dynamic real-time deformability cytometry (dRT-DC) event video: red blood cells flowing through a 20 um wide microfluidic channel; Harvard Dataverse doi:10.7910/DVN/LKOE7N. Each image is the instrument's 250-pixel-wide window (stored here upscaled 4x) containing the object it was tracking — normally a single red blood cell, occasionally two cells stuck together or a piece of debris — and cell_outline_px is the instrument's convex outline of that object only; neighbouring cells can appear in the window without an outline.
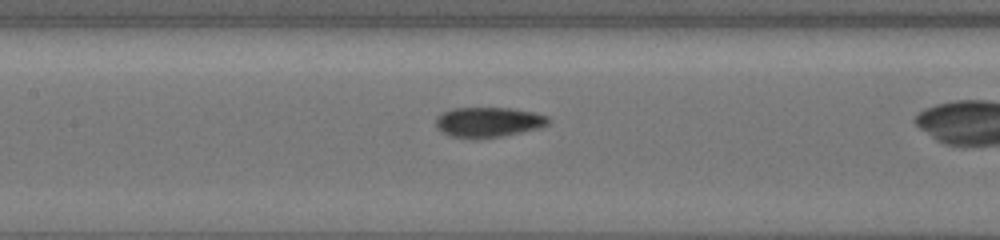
{"species": "common noctule bat (a hibernating species)", "species_latin": "Nyctalus noctula", "temperature_condition": "cold", "stored_images_in_passage": 44, "camera_frame_rate_fps": 3000, "um_per_image_px": 0.085, "animal": {"sex": "female", "body_mass_g": 19.5, "forearm_length_mm": 54.1}, "frame": {"image": 1, "passage_image": 27, "time_ms": 8.667, "image_size_px": [1000, 240], "cell_outline_px": [[552, 120], [548, 124], [540, 128], [504, 136], [476, 140], [452, 136], [444, 132], [436, 124], [436, 116], [452, 108], [512, 108], [536, 112], [548, 116]], "centroid_in_image_um": [41.57, 10.39], "position_along_channel_um": 165.8, "area_um2": 20.0}}
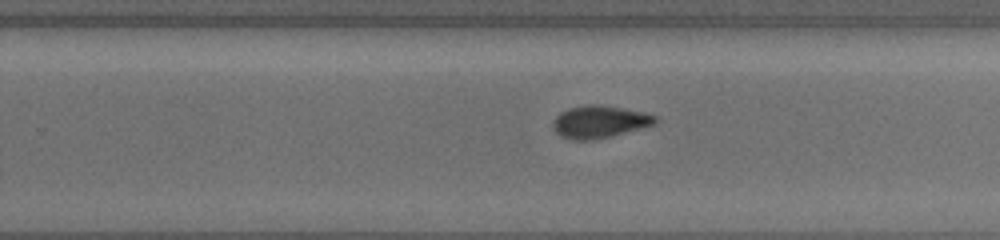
{"frame": {"image": 2, "passage_image": 36, "time_ms": 11.667, "image_size_px": [1000, 240], "cell_outline_px": [[660, 116], [652, 124], [608, 136], [588, 140], [572, 140], [560, 136], [552, 128], [552, 124], [556, 116], [560, 112], [568, 108], [584, 104], [600, 104], [624, 108], [644, 112]], "centroid_in_image_um": [50.89, 10.32], "position_along_channel_um": 278.9, "area_um2": 19.13}}
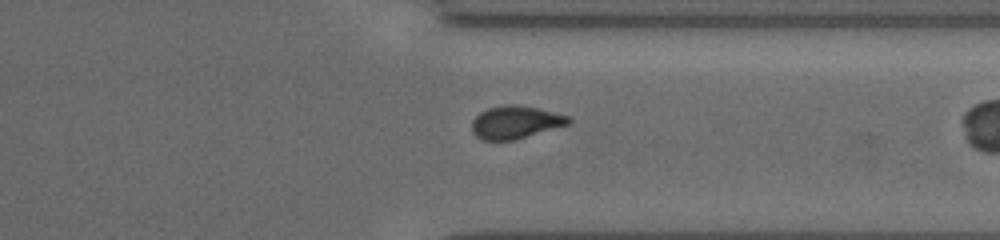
{"frame": {"image": 3, "passage_image": 43, "time_ms": 14.0, "image_size_px": [1000, 240], "cell_outline_px": [[572, 120], [568, 124], [512, 140], [484, 140], [476, 136], [472, 132], [472, 120], [480, 112], [488, 108], [508, 104], [512, 104], [536, 108], [568, 116]], "centroid_in_image_um": [43.76, 10.39], "position_along_channel_um": 367.6, "area_um2": 18.03}}